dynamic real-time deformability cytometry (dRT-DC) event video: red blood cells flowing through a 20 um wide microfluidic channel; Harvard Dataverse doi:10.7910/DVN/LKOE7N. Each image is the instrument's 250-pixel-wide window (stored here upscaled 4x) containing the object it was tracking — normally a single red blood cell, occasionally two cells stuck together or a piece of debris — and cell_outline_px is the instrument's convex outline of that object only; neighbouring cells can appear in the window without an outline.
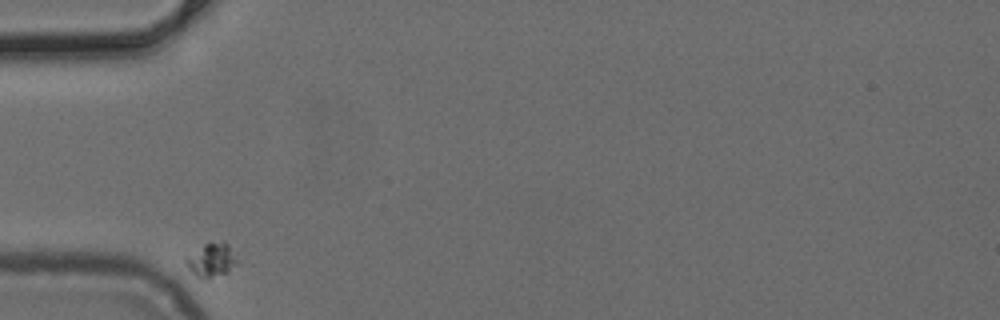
{"species": "common noctule bat (a hibernating species)", "species_latin": "Nyctalus noctula", "temperature_condition": "cold", "stored_images_in_passage": 31, "camera_frame_rate_fps": 3000, "um_per_image_px": 0.085, "animal": {"sex": "female", "body_mass_g": 24.6, "forearm_length_mm": 56.2}, "frame": {"image": 1, "passage_image": 1, "time_ms": 0.0, "image_size_px": [1000, 320], "cell_outline_px": [[240, 264], [228, 272], [212, 276], [196, 276], [192, 272], [184, 260], [204, 244], [224, 240], [236, 252], [240, 260]], "centroid_in_image_um": [18.1, 22.05], "position_along_channel_um": 66.9, "area_um2": 10.0}}
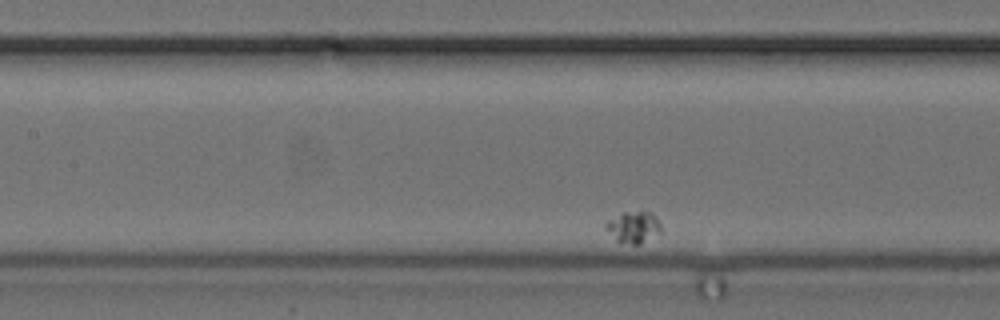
{"frame": {"image": 2, "passage_image": 10, "time_ms": 3.0, "image_size_px": [1000, 320], "cell_outline_px": [[660, 232], [640, 244], [620, 244], [604, 228], [604, 224], [608, 220], [624, 212], [652, 212], [656, 216], [660, 224]], "centroid_in_image_um": [53.81, 19.32], "position_along_channel_um": 153.6, "area_um2": 10.12}}